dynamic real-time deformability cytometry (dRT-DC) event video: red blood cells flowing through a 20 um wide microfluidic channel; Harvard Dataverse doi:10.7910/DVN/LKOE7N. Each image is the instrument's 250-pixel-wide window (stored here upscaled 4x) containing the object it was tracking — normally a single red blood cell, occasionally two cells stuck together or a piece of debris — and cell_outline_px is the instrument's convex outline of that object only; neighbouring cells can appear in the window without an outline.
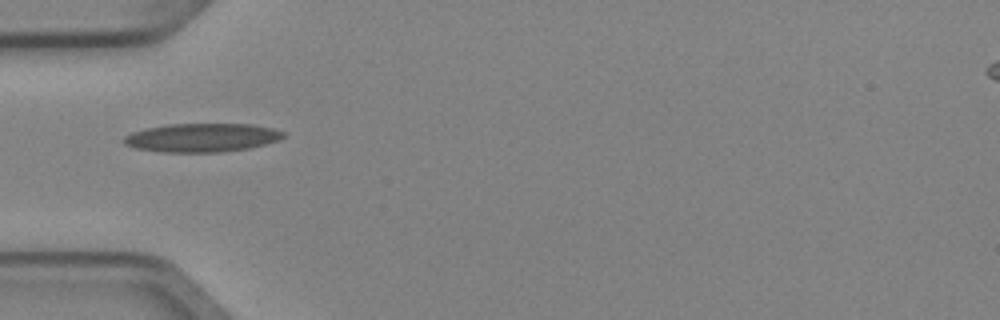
{"species": "Egyptian fruit bat (a non-hibernating species)", "species_latin": "Rousettus aegyptiacus", "temperature_condition": "cold", "stored_images_in_passage": 1, "camera_frame_rate_fps": 3000, "um_per_image_px": 0.085, "animal": {"sex": "female"}, "frame": {"image": 1, "passage_image": 1, "time_ms": 0.0, "image_size_px": [1000, 320], "cell_outline_px": [[284, 136], [280, 140], [248, 148], [220, 152], [164, 152], [136, 148], [124, 144], [120, 140], [124, 136], [132, 132], [144, 128], [168, 124], [252, 124], [272, 128], [284, 132]], "centroid_in_image_um": [17.12, 11.69], "position_along_channel_um": 67.9, "area_um2": 26.65}}